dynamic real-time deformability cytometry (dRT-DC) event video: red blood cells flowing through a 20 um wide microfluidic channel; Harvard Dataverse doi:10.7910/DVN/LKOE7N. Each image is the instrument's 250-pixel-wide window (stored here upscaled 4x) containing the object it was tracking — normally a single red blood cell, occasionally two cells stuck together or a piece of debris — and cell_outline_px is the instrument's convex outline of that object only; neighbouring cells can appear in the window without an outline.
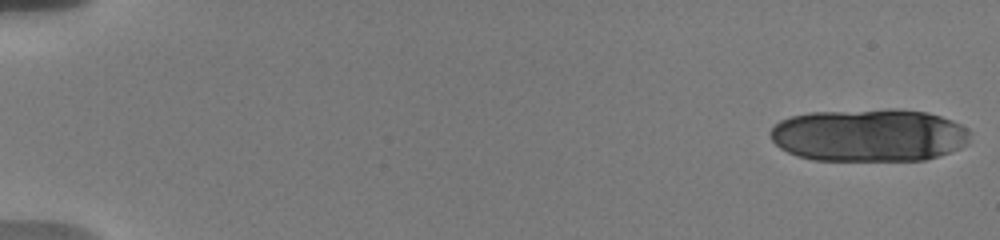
{"species": "human", "species_latin": "Homo sapiens", "temperature_condition": "warm", "stored_images_in_passage": 19, "camera_frame_rate_fps": 3000, "um_per_image_px": 0.085, "donor": {"sex": "male"}, "frame": {"image": 1, "passage_image": 1, "time_ms": 0.0, "image_size_px": [1000, 240], "cell_outline_px": [[972, 132], [968, 144], [960, 148], [924, 160], [812, 160], [796, 156], [780, 148], [772, 140], [768, 132], [780, 120], [792, 116], [808, 112], [888, 108], [896, 108], [928, 112], [952, 120], [968, 128]], "centroid_in_image_um": [73.88, 11.47], "position_along_channel_um": 11.1, "area_um2": 62.25}}